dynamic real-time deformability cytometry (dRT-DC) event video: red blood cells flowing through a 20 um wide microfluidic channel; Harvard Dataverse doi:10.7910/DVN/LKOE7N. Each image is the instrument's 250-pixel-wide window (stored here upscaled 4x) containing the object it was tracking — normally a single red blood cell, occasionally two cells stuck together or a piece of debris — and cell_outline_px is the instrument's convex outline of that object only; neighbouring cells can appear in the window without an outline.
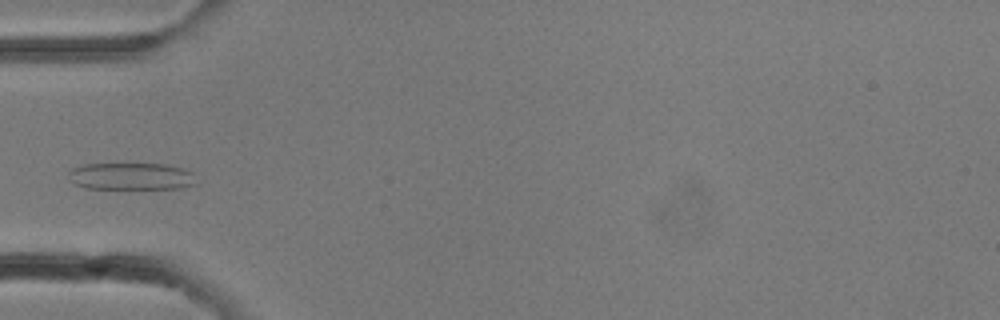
{"species": "common noctule bat (a hibernating species)", "species_latin": "Nyctalus noctula", "temperature_condition": "room temperature", "stored_images_in_passage": 11, "camera_frame_rate_fps": 3000, "um_per_image_px": 0.085, "animal": {"sex": "female"}, "frame": {"image": 1, "passage_image": 10, "time_ms": 3.0, "image_size_px": [1000, 320], "cell_outline_px": [[196, 184], [180, 188], [84, 188], [72, 184], [68, 180], [68, 172], [72, 168], [84, 164], [164, 164], [184, 168], [192, 172]], "centroid_in_image_um": [11.09, 14.98], "position_along_channel_um": 73.9, "area_um2": 20.23}}